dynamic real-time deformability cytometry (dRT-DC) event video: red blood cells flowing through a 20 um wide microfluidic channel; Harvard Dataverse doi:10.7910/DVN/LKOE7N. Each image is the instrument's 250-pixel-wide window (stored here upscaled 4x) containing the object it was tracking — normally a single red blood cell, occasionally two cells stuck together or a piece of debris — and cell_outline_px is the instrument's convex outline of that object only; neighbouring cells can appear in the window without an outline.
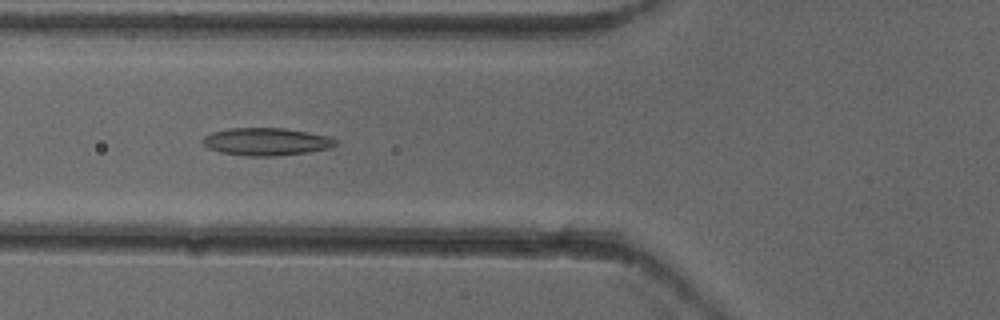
{"species": "common noctule bat (a hibernating species)", "species_latin": "Nyctalus noctula", "temperature_condition": "cold", "stored_images_in_passage": 51, "camera_frame_rate_fps": 3000, "um_per_image_px": 0.085, "animal": {"sex": "female"}, "frame": {"image": 1, "passage_image": 19, "time_ms": 6.0, "image_size_px": [1000, 320], "cell_outline_px": [[340, 140], [336, 144], [328, 148], [308, 152], [276, 156], [244, 156], [220, 152], [208, 148], [204, 144], [204, 136], [212, 132], [228, 128], [284, 128], [332, 136]], "centroid_in_image_um": [22.68, 12.04], "position_along_channel_um": 103.1, "area_um2": 21.5}}
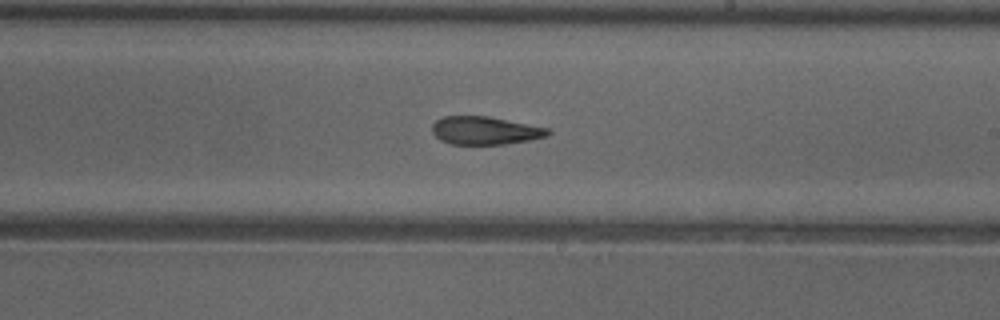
{"frame": {"image": 2, "passage_image": 30, "time_ms": 9.667, "image_size_px": [1000, 320], "cell_outline_px": [[552, 132], [548, 136], [528, 140], [504, 144], [452, 144], [440, 140], [432, 132], [432, 124], [436, 120], [444, 116], [488, 116], [548, 128]], "centroid_in_image_um": [41.22, 11.09], "position_along_channel_um": 247.8, "area_um2": 18.84}}
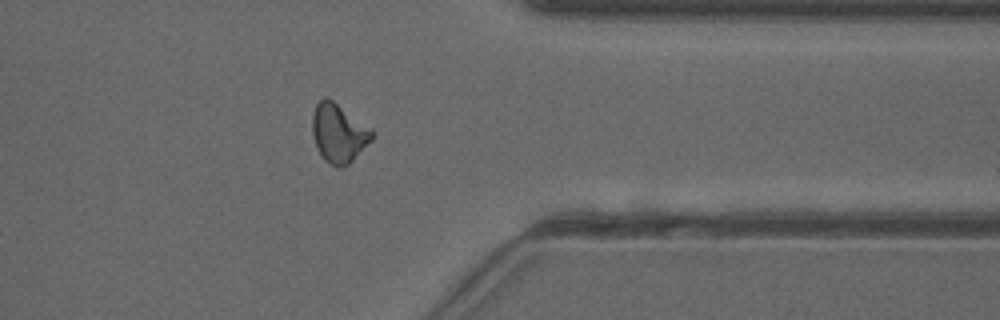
{"frame": {"image": 3, "passage_image": 41, "time_ms": 13.333, "image_size_px": [1000, 320], "cell_outline_px": [[376, 132], [372, 140], [344, 168], [336, 168], [324, 160], [320, 156], [316, 148], [312, 132], [312, 116], [316, 104], [324, 96], [332, 100], [372, 128]], "centroid_in_image_um": [28.79, 11.34], "position_along_channel_um": 382.6, "area_um2": 20.69}, "authors_computed_cell_mechanics": {"area_um2": 20.0566, "velocity_mm_per_s": 3.935, "shape_relaxation_time_tau1_ms": null, "shape_relaxation_time_tau2_ms": 3.9737, "deformation_change_tau1": null, "deformation_change_tau2": 0.1197}}